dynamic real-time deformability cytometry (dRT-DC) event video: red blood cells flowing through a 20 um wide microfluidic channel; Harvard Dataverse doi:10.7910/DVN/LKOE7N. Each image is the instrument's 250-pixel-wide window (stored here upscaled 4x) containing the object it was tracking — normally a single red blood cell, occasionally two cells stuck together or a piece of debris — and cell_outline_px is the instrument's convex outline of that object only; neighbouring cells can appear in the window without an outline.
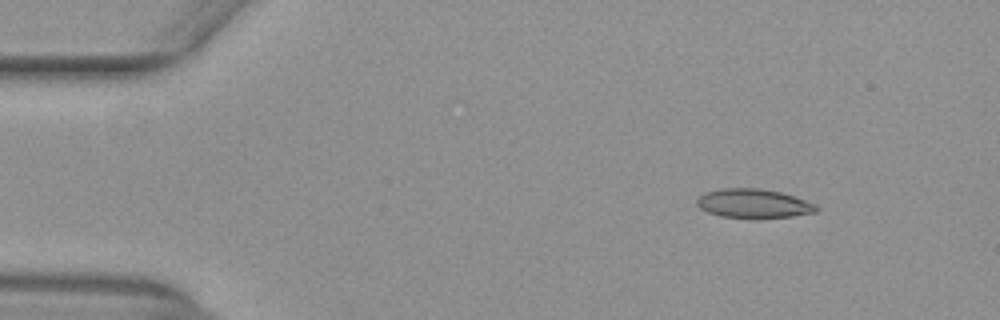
{"species": "common noctule bat (a hibernating species)", "species_latin": "Nyctalus noctula", "temperature_condition": "warm", "stored_images_in_passage": 49, "camera_frame_rate_fps": 3000, "um_per_image_px": 0.085, "animal": {"sex": "female", "body_mass_g": 29.2, "forearm_length_mm": 56.3}, "frame": {"image": 1, "passage_image": 3, "time_ms": 0.667, "image_size_px": [1000, 320], "cell_outline_px": [[820, 208], [816, 212], [792, 216], [756, 220], [720, 216], [708, 212], [700, 208], [696, 204], [696, 200], [704, 192], [720, 188], [760, 188], [780, 192], [816, 204]], "centroid_in_image_um": [64.03, 17.32], "position_along_channel_um": 21.0, "area_um2": 20.69}}
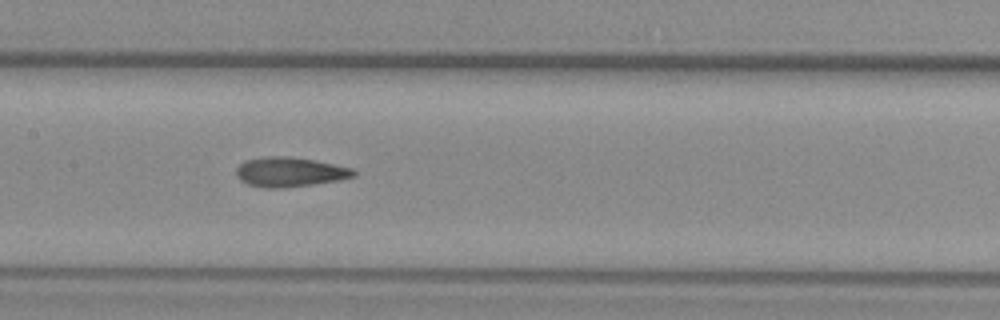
{"frame": {"image": 2, "passage_image": 22, "time_ms": 7.0, "image_size_px": [1000, 320], "cell_outline_px": [[356, 176], [340, 180], [284, 188], [264, 188], [248, 184], [240, 180], [236, 176], [236, 168], [244, 160], [264, 156], [288, 156], [312, 160], [352, 168], [356, 172]], "centroid_in_image_um": [24.6, 14.62], "position_along_channel_um": 182.8, "area_um2": 20.29}}
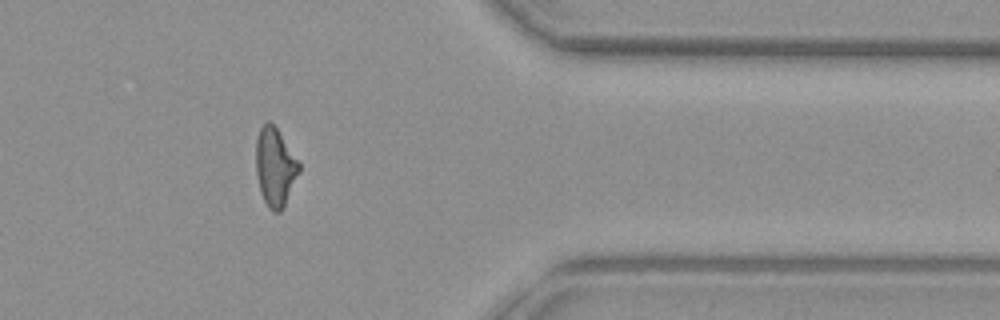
{"frame": {"image": 3, "passage_image": 39, "time_ms": 12.667, "image_size_px": [1000, 320], "cell_outline_px": [[300, 168], [284, 208], [280, 212], [272, 212], [268, 208], [260, 192], [256, 172], [256, 140], [260, 128], [268, 120], [276, 128], [300, 160]], "centroid_in_image_um": [23.39, 14.22], "position_along_channel_um": 388.0, "area_um2": 19.77}, "authors_computed_cell_mechanics": {"area_um2": 19.8254, "velocity_mm_per_s": 3.9682, "shape_relaxation_time_tau1_ms": null, "shape_relaxation_time_tau2_ms": 2.2952, "deformation_change_tau1": null, "deformation_change_tau2": 0.0941}}